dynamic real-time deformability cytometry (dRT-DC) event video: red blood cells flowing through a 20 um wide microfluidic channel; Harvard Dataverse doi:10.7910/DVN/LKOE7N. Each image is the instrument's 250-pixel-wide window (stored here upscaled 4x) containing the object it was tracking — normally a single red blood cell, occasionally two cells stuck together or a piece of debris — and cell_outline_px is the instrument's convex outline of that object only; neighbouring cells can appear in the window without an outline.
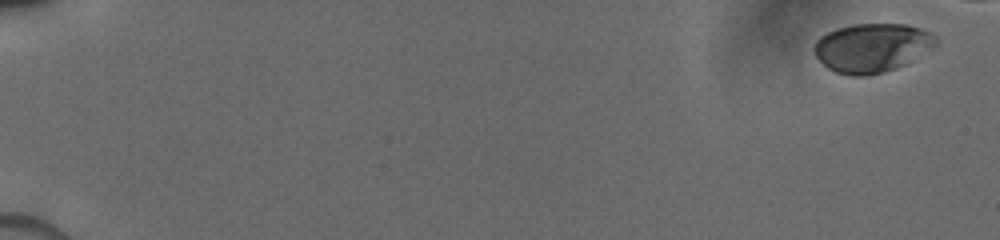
{"species": "human", "species_latin": "Homo sapiens", "temperature_condition": "cold", "stored_images_in_passage": 19, "camera_frame_rate_fps": 3000, "um_per_image_px": 0.085, "donor": {"sex": "male"}, "frame": {"image": 1, "passage_image": 1, "time_ms": 0.0, "image_size_px": [1000, 240], "cell_outline_px": [[936, 44], [932, 48], [904, 64], [896, 68], [884, 72], [868, 76], [852, 76], [836, 72], [828, 68], [816, 56], [812, 48], [816, 40], [820, 36], [836, 28], [856, 24], [908, 24], [932, 32], [936, 36]], "centroid_in_image_um": [74.1, 4.05], "position_along_channel_um": 10.9, "area_um2": 34.68}}
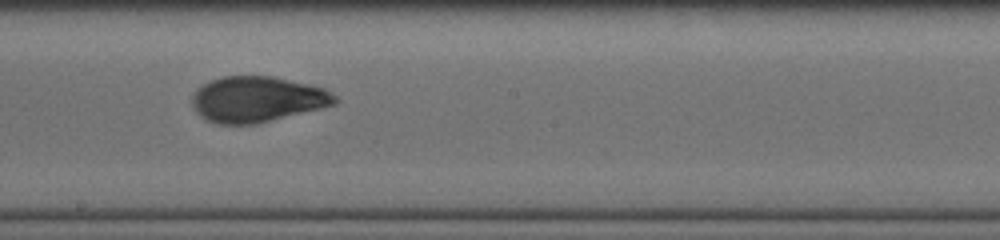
{"frame": {"image": 2, "passage_image": 17, "time_ms": 10.0, "image_size_px": [1000, 240], "cell_outline_px": [[340, 100], [336, 104], [256, 124], [216, 124], [200, 116], [196, 112], [192, 104], [192, 96], [204, 84], [212, 80], [224, 76], [272, 76], [308, 84], [324, 88], [336, 96]], "centroid_in_image_um": [21.87, 8.44], "position_along_channel_um": 226.3, "area_um2": 37.74}}
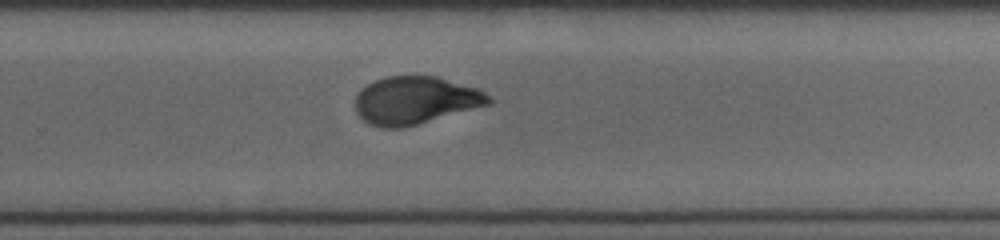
{"frame": {"image": 3, "passage_image": 19, "time_ms": 11.667, "image_size_px": [1000, 240], "cell_outline_px": [[492, 100], [488, 104], [404, 128], [380, 128], [368, 124], [356, 112], [356, 96], [368, 84], [384, 76], [436, 76], [480, 88]], "centroid_in_image_um": [35.29, 8.53], "position_along_channel_um": 294.5, "area_um2": 36.88}}